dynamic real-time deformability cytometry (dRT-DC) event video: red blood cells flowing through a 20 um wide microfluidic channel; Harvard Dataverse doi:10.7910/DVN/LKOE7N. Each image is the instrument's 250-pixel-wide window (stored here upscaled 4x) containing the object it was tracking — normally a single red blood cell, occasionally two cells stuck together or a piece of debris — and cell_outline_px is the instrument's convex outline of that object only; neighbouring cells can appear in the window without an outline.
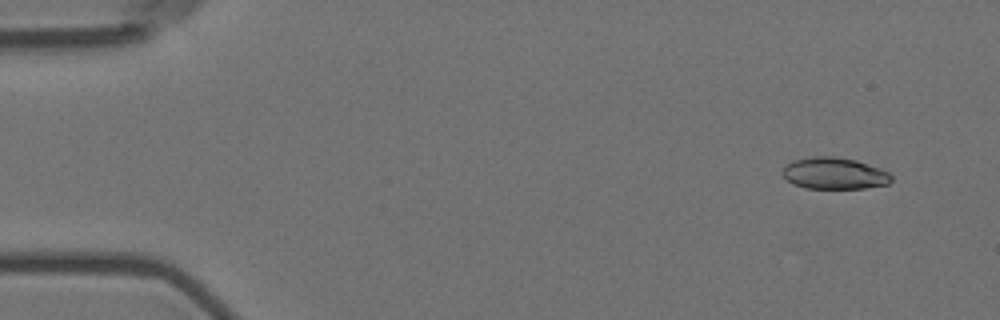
{"species": "Egyptian fruit bat (a non-hibernating species)", "species_latin": "Rousettus aegyptiacus", "temperature_condition": "room temperature", "stored_images_in_passage": 5, "camera_frame_rate_fps": 3000, "um_per_image_px": 0.085, "animal": {"sex": "female"}, "frame": {"image": 1, "passage_image": 1, "time_ms": 0.0, "image_size_px": [1000, 320], "cell_outline_px": [[892, 180], [888, 184], [864, 188], [804, 188], [788, 180], [780, 172], [792, 160], [812, 156], [832, 156], [856, 160], [880, 168], [888, 172], [892, 176]], "centroid_in_image_um": [70.92, 14.73], "position_along_channel_um": 14.1, "area_um2": 20.0}}
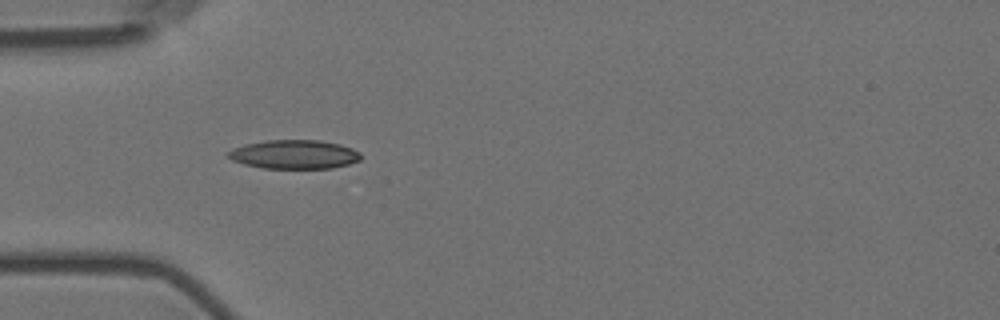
{"frame": {"image": 2, "passage_image": 4, "time_ms": 1.0, "image_size_px": [1000, 320], "cell_outline_px": [[360, 160], [348, 164], [332, 168], [264, 168], [244, 164], [232, 160], [228, 156], [228, 152], [244, 144], [264, 140], [320, 140], [340, 144], [352, 148], [360, 152]], "centroid_in_image_um": [25.03, 13.12], "position_along_channel_um": 60.0, "area_um2": 22.25}}
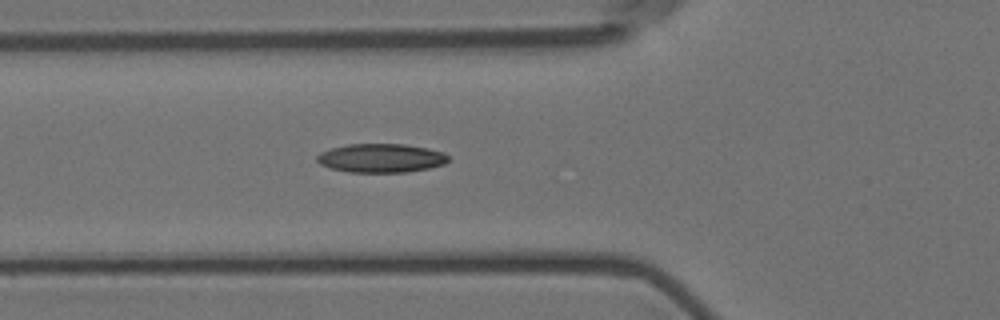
{"frame": {"image": 3, "passage_image": 5, "time_ms": 1.333, "image_size_px": [1000, 320], "cell_outline_px": [[448, 160], [444, 164], [428, 168], [408, 172], [348, 172], [332, 168], [320, 164], [316, 160], [316, 156], [320, 152], [332, 148], [348, 144], [404, 144], [428, 148], [444, 152], [448, 156]], "centroid_in_image_um": [32.39, 13.43], "position_along_channel_um": 93.4, "area_um2": 22.02}}